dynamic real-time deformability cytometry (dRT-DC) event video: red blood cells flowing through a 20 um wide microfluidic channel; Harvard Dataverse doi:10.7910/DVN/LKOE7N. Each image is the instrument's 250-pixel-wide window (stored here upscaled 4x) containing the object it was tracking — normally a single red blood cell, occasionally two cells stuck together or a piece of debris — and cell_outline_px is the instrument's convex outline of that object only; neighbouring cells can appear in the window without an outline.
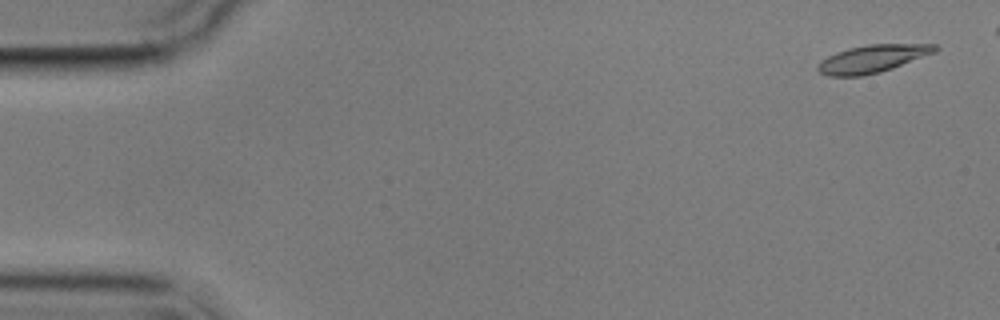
{"species": "common noctule bat (a hibernating species)", "species_latin": "Nyctalus noctula", "temperature_condition": "cold", "stored_images_in_passage": 6, "camera_frame_rate_fps": 3000, "um_per_image_px": 0.085, "animal": {"sex": "male", "body_mass_g": 17.9}, "frame": {"image": 1, "passage_image": 1, "time_ms": 0.0, "image_size_px": [1000, 320], "cell_outline_px": [[940, 48], [936, 52], [892, 68], [880, 72], [860, 76], [828, 76], [820, 72], [816, 68], [820, 60], [836, 52], [848, 48], [868, 44], [936, 44]], "centroid_in_image_um": [74.16, 4.98], "position_along_channel_um": 10.8, "area_um2": 18.9}}